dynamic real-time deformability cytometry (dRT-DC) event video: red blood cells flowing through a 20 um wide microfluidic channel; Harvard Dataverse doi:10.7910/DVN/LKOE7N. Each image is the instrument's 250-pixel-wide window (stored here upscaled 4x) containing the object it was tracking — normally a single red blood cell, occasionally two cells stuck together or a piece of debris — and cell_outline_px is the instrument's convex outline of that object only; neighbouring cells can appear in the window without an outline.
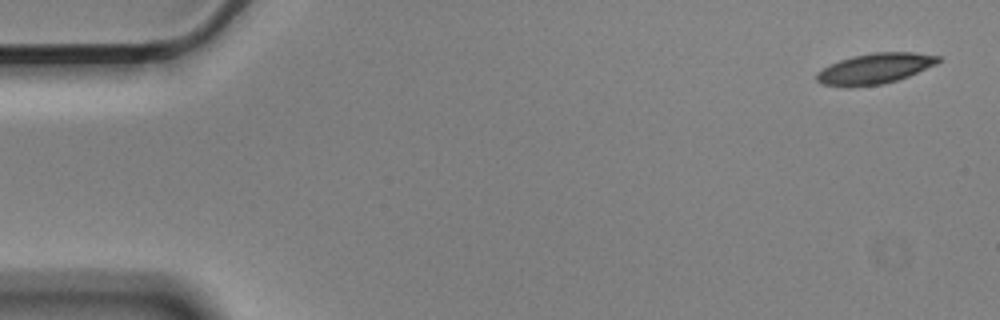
{"species": "Egyptian fruit bat (a non-hibernating species)", "species_latin": "Rousettus aegyptiacus", "temperature_condition": "cold", "stored_images_in_passage": 55, "camera_frame_rate_fps": 3000, "um_per_image_px": 0.085, "animal": {"sex": "male"}, "frame": {"image": 1, "passage_image": 1, "time_ms": 0.0, "image_size_px": [1000, 320], "cell_outline_px": [[940, 60], [936, 64], [908, 76], [896, 80], [880, 84], [824, 84], [816, 80], [816, 72], [840, 60], [872, 52], [912, 52], [940, 56]], "centroid_in_image_um": [74.43, 5.78], "position_along_channel_um": 10.6, "area_um2": 20.58}}
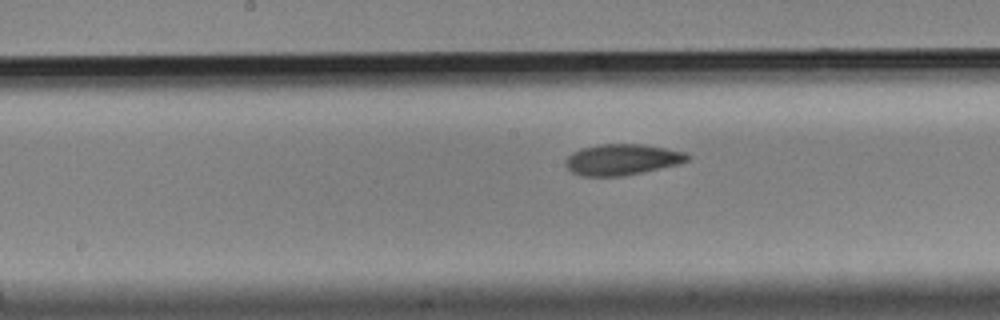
{"frame": {"image": 2, "passage_image": 27, "time_ms": 8.667, "image_size_px": [1000, 320], "cell_outline_px": [[692, 156], [688, 160], [680, 164], [624, 176], [580, 176], [572, 172], [564, 164], [564, 160], [572, 152], [580, 148], [600, 144], [644, 144], [684, 152]], "centroid_in_image_um": [52.86, 13.56], "position_along_channel_um": 195.3, "area_um2": 22.2}}
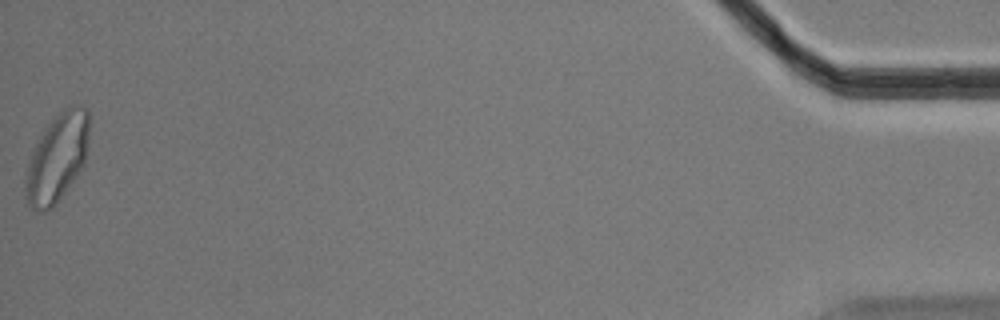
{"frame": {"image": 3, "passage_image": 55, "time_ms": 18.0, "image_size_px": [1000, 320], "cell_outline_px": [[88, 140], [84, 164], [76, 176], [56, 204], [52, 208], [44, 212], [36, 212], [28, 204], [24, 192], [24, 180], [28, 164], [32, 152], [40, 136], [48, 124], [68, 104], [80, 104], [88, 108]], "centroid_in_image_um": [4.85, 13.42], "position_along_channel_um": 430.4, "area_um2": 32.77}, "authors_computed_cell_mechanics": {"area_um2": 22.1952, "velocity_mm_per_s": 3.561, "shape_relaxation_time_tau1_ms": 6.1026, "shape_relaxation_time_tau2_ms": 6.1354, "deformation_change_tau1": 0.1528, "deformation_change_tau2": 0.1152}}